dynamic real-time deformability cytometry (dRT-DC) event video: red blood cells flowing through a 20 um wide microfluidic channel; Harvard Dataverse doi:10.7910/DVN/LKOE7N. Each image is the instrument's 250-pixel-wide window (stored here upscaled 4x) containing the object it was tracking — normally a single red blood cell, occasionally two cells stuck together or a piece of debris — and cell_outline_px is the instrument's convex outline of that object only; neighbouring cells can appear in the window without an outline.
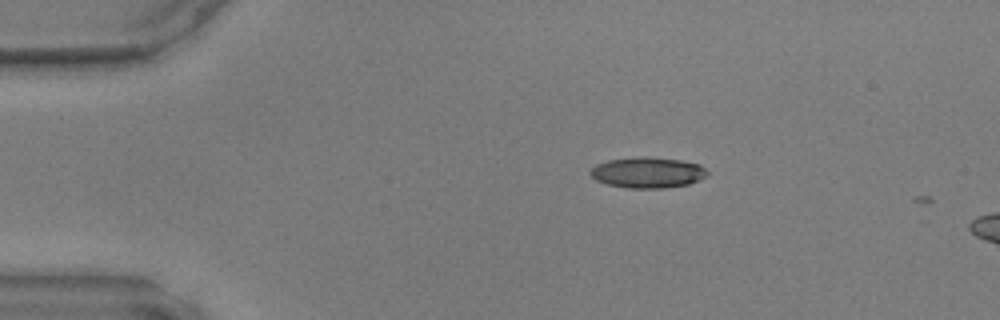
{"species": "common noctule bat (a hibernating species)", "species_latin": "Nyctalus noctula", "temperature_condition": "warm", "stored_images_in_passage": 2, "camera_frame_rate_fps": 3000, "um_per_image_px": 0.085, "animal": {"sex": "male", "body_mass_g": 17.9, "forearm_length_mm": 54.2}, "frame": {"image": 1, "passage_image": 1, "time_ms": 0.0, "image_size_px": [1000, 320], "cell_outline_px": [[708, 172], [704, 176], [688, 184], [664, 188], [628, 188], [608, 184], [596, 180], [588, 172], [596, 164], [608, 160], [636, 156], [648, 156], [680, 160], [700, 164]], "centroid_in_image_um": [55.01, 14.65], "position_along_channel_um": 30.0, "area_um2": 20.92}}